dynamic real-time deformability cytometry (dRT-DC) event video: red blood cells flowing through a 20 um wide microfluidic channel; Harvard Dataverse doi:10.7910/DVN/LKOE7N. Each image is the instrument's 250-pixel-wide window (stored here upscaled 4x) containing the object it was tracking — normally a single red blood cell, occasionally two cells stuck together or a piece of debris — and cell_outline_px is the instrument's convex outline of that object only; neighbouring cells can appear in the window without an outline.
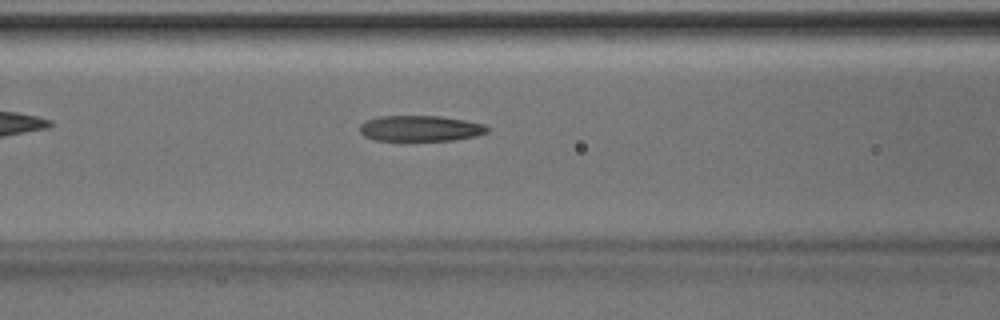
{"species": "Egyptian fruit bat (a non-hibernating species)", "species_latin": "Rousettus aegyptiacus", "temperature_condition": "room temperature", "stored_images_in_passage": 4, "camera_frame_rate_fps": 3000, "um_per_image_px": 0.085, "animal": {"sex": "male"}, "frame": {"image": 1, "passage_image": 4, "time_ms": 1.0, "image_size_px": [1000, 320], "cell_outline_px": [[488, 132], [476, 136], [452, 140], [376, 140], [364, 136], [360, 132], [360, 124], [364, 120], [380, 116], [440, 116], [464, 120], [484, 124], [488, 128]], "centroid_in_image_um": [35.7, 10.91], "position_along_channel_um": 130.9, "area_um2": 19.07}}